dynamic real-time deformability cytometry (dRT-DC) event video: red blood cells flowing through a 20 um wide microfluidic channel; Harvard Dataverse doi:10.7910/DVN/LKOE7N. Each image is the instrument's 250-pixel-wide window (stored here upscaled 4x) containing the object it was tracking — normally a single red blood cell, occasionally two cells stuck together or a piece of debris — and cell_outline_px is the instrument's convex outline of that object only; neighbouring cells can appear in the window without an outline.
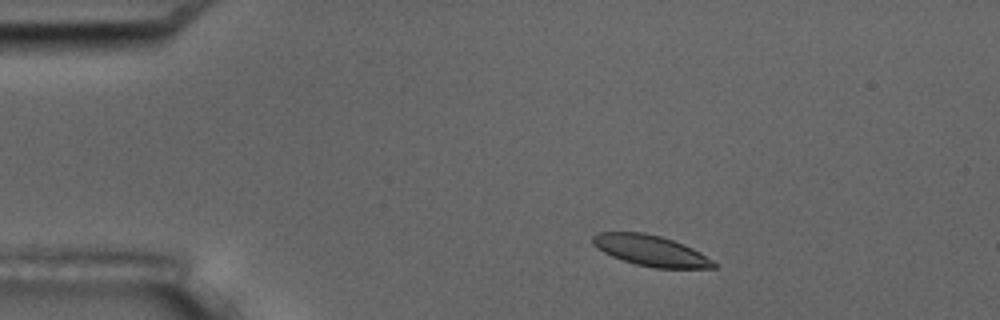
{"species": "common noctule bat (a hibernating species)", "species_latin": "Nyctalus noctula", "temperature_condition": "room temperature", "stored_images_in_passage": 3, "camera_frame_rate_fps": 3000, "um_per_image_px": 0.085, "animal": {"sex": "male", "body_mass_g": 17.5, "forearm_length_mm": 52.3}, "frame": {"image": 1, "passage_image": 1, "time_ms": 0.0, "image_size_px": [1000, 320], "cell_outline_px": [[716, 268], [656, 268], [636, 264], [612, 256], [596, 248], [592, 244], [592, 236], [596, 232], [644, 232], [660, 236], [684, 244], [700, 252], [712, 260], [716, 264]], "centroid_in_image_um": [55.29, 21.29], "position_along_channel_um": 29.7, "area_um2": 21.62}}